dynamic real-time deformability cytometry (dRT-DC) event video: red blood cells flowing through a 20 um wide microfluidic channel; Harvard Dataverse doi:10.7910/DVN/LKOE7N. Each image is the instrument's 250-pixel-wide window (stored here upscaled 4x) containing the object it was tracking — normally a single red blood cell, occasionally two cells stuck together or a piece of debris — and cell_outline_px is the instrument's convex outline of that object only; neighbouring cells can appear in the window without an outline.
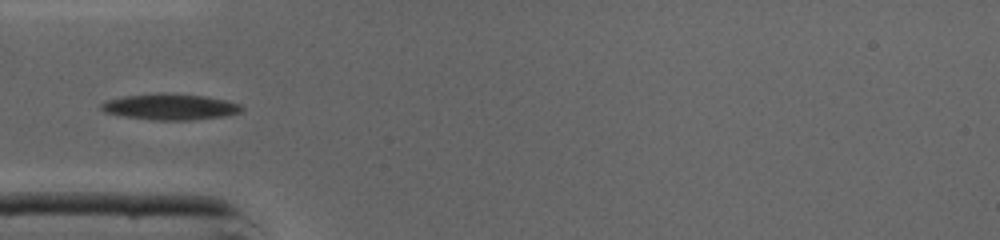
{"species": "common noctule bat (a hibernating species)", "species_latin": "Nyctalus noctula", "temperature_condition": "cold", "stored_images_in_passage": 36, "camera_frame_rate_fps": 3000, "um_per_image_px": 0.085, "animal": {"sex": "male", "body_mass_g": 19.0, "forearm_length_mm": 50.8}, "frame": {"image": 1, "passage_image": 4, "time_ms": 1.0, "image_size_px": [1000, 240], "cell_outline_px": [[244, 112], [224, 116], [192, 120], [152, 120], [104, 112], [100, 108], [100, 104], [104, 100], [124, 96], [156, 92], [164, 92], [204, 96], [228, 100], [240, 104], [244, 108]], "centroid_in_image_um": [14.49, 9.06], "position_along_channel_um": 70.5, "area_um2": 21.62}}
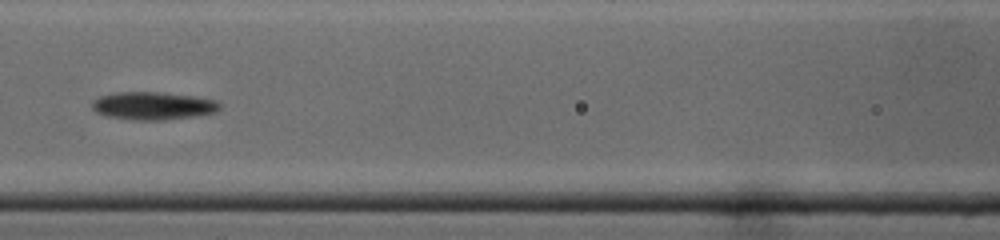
{"frame": {"image": 2, "passage_image": 10, "time_ms": 3.0, "image_size_px": [1000, 240], "cell_outline_px": [[220, 108], [216, 112], [192, 116], [164, 120], [132, 120], [108, 116], [96, 112], [92, 108], [92, 100], [100, 96], [116, 92], [160, 92], [192, 96], [216, 100], [220, 104]], "centroid_in_image_um": [12.98, 8.99], "position_along_channel_um": 153.6, "area_um2": 20.63}}
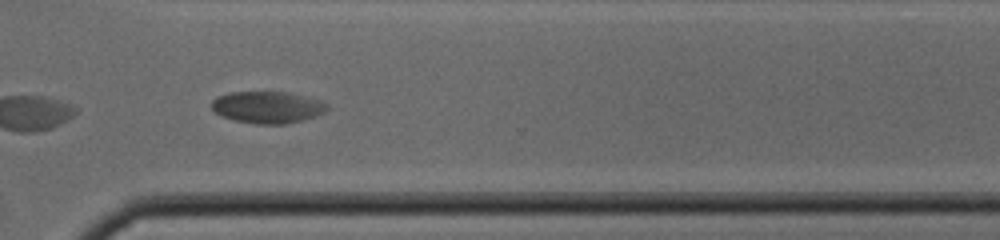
{"frame": {"image": 3, "passage_image": 24, "time_ms": 7.667, "image_size_px": [1000, 240], "cell_outline_px": [[328, 108], [324, 112], [316, 116], [304, 120], [284, 124], [256, 124], [236, 120], [224, 116], [216, 112], [212, 108], [212, 100], [216, 96], [232, 92], [288, 92], [320, 100], [328, 104]], "centroid_in_image_um": [22.76, 9.11], "position_along_channel_um": 347.8, "area_um2": 21.33}}